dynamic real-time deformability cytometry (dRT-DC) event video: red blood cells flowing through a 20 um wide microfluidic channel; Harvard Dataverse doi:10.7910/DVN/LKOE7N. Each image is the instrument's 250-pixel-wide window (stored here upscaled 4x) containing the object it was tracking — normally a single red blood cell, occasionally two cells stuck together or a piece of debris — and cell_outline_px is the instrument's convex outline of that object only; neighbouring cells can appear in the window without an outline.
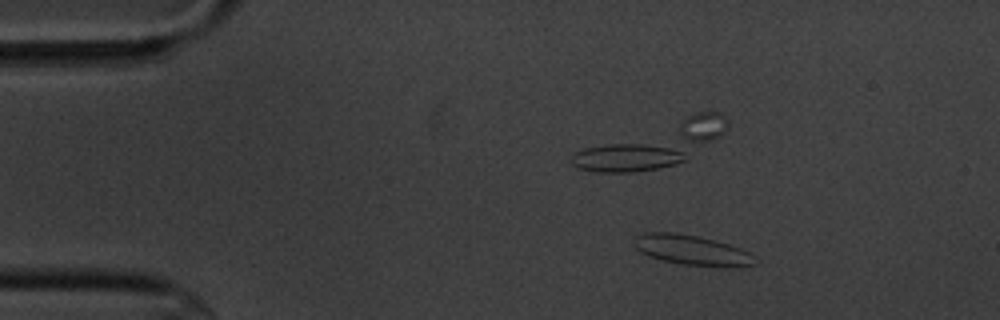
{"species": "common noctule bat (a hibernating species)", "species_latin": "Nyctalus noctula", "temperature_condition": "cold", "stored_images_in_passage": 4, "camera_frame_rate_fps": 3000, "um_per_image_px": 0.085, "animal": {"sex": "male", "body_mass_g": 20.1, "forearm_length_mm": 53.5}, "frame": {"image": 1, "passage_image": 2, "time_ms": 1.333, "image_size_px": [1000, 320], "cell_outline_px": [[756, 264], [740, 268], [724, 268], [680, 264], [648, 256], [640, 252], [636, 248], [636, 236], [644, 232], [672, 232], [696, 236], [728, 244], [740, 248], [756, 256]], "centroid_in_image_um": [58.89, 21.29], "position_along_channel_um": 26.1, "area_um2": 21.33}}